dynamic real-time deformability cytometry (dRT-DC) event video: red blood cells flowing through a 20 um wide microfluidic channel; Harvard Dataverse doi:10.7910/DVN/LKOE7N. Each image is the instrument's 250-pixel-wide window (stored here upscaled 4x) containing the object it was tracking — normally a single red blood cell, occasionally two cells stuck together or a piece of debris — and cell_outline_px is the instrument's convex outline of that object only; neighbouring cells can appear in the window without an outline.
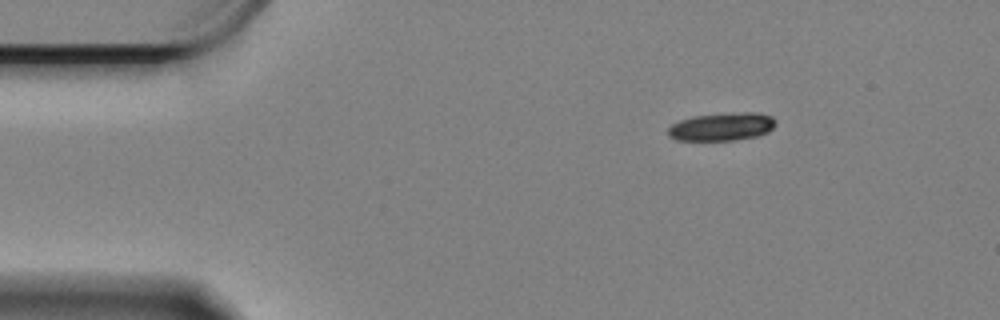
{"species": "Egyptian fruit bat (a non-hibernating species)", "species_latin": "Rousettus aegyptiacus", "temperature_condition": "cold", "stored_images_in_passage": 52, "camera_frame_rate_fps": 3000, "um_per_image_px": 0.085, "animal": {"sex": "female"}, "frame": {"image": 1, "passage_image": 1, "time_ms": 0.0, "image_size_px": [1000, 320], "cell_outline_px": [[776, 124], [768, 132], [756, 136], [732, 140], [676, 140], [668, 136], [668, 128], [672, 124], [680, 120], [692, 116], [744, 112], [756, 112], [772, 116], [776, 120]], "centroid_in_image_um": [61.36, 10.76], "position_along_channel_um": 23.6, "area_um2": 17.51}}
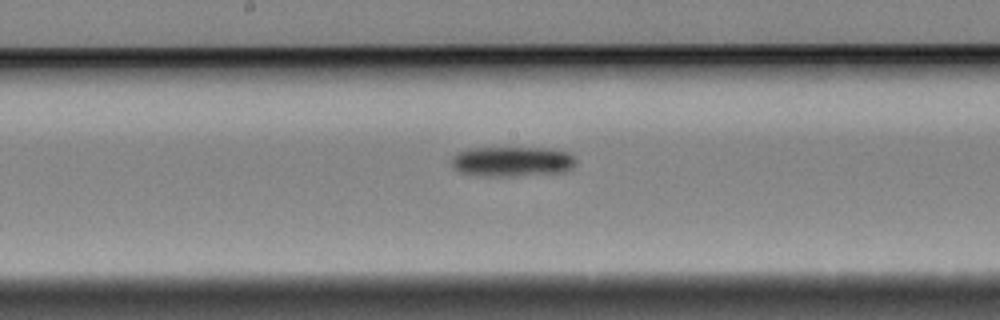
{"frame": {"image": 2, "passage_image": 23, "time_ms": 7.333, "image_size_px": [1000, 320], "cell_outline_px": [[576, 164], [568, 172], [516, 176], [476, 176], [460, 172], [452, 168], [448, 160], [456, 152], [468, 148], [548, 148], [568, 152], [576, 160]], "centroid_in_image_um": [43.48, 13.74], "position_along_channel_um": 204.7, "area_um2": 22.37}}
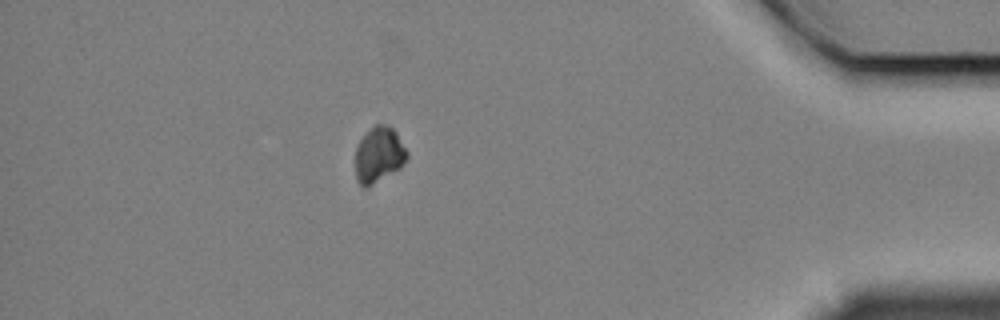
{"frame": {"image": 3, "passage_image": 45, "time_ms": 14.667, "image_size_px": [1000, 320], "cell_outline_px": [[408, 156], [404, 164], [400, 168], [372, 184], [364, 188], [356, 180], [356, 148], [360, 140], [376, 124], [388, 124], [396, 132], [408, 152]], "centroid_in_image_um": [32.22, 13.15], "position_along_channel_um": 403.0, "area_um2": 16.53}, "authors_computed_cell_mechanics": {"area_um2": 19.9121, "velocity_mm_per_s": 3.3139, "shape_relaxation_time_tau1_ms": 4.6203, "shape_relaxation_time_tau2_ms": null, "deformation_change_tau1": 0.1072, "deformation_change_tau2": null}}